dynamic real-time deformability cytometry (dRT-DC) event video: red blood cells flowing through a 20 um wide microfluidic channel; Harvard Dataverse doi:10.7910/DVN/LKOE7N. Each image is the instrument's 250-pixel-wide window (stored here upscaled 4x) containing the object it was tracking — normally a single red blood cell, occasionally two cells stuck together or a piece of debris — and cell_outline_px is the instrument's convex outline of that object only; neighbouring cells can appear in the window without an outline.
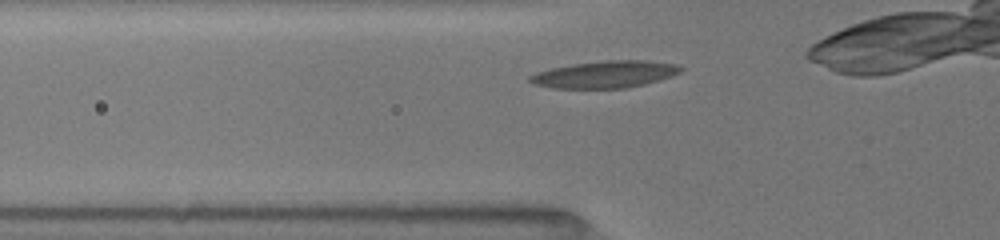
{"species": "common noctule bat (a hibernating species)", "species_latin": "Nyctalus noctula", "temperature_condition": "room temperature", "stored_images_in_passage": 40, "camera_frame_rate_fps": 3000, "um_per_image_px": 0.085, "animal": {"sex": "female", "body_mass_g": 19.5, "forearm_length_mm": 54.1}, "frame": {"image": 1, "passage_image": 5, "time_ms": 0.667, "image_size_px": [1000, 240], "cell_outline_px": [[684, 68], [680, 72], [672, 76], [660, 80], [644, 84], [624, 88], [552, 88], [532, 84], [528, 80], [528, 76], [536, 72], [552, 68], [572, 64], [604, 60], [644, 60], [676, 64]], "centroid_in_image_um": [51.41, 6.32], "position_along_channel_um": 74.4, "area_um2": 23.81}}
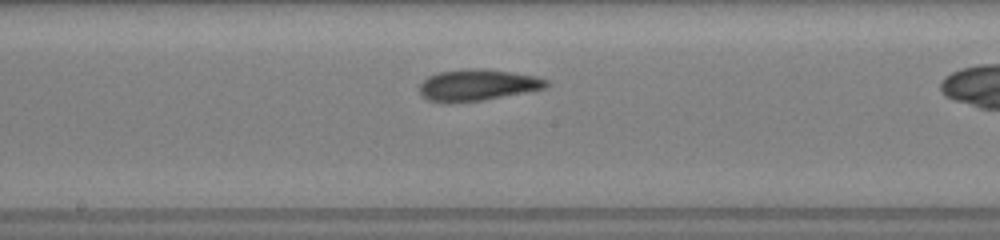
{"frame": {"image": 2, "passage_image": 23, "time_ms": 4.0, "image_size_px": [1000, 240], "cell_outline_px": [[548, 88], [484, 100], [448, 104], [440, 104], [428, 100], [420, 96], [420, 84], [428, 76], [440, 72], [480, 68], [484, 68], [512, 72], [536, 76], [548, 80]], "centroid_in_image_um": [40.57, 7.26], "position_along_channel_um": 207.6, "area_um2": 23.52}}
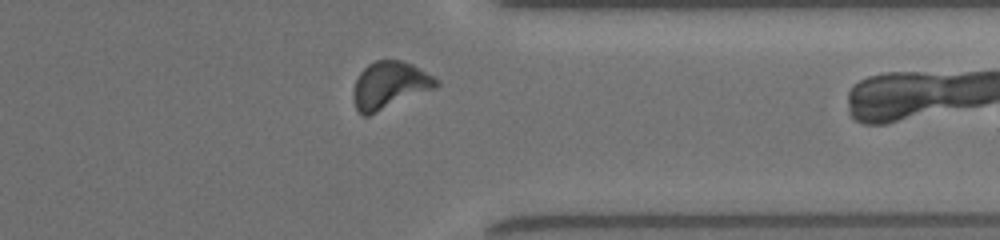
{"frame": {"image": 3, "passage_image": 39, "time_ms": 8.333, "image_size_px": [1000, 240], "cell_outline_px": [[440, 84], [436, 88], [368, 116], [364, 116], [356, 108], [352, 100], [352, 92], [356, 80], [360, 72], [368, 64], [376, 60], [400, 60], [412, 64], [440, 80]], "centroid_in_image_um": [33.11, 7.25], "position_along_channel_um": 378.3, "area_um2": 22.89}}